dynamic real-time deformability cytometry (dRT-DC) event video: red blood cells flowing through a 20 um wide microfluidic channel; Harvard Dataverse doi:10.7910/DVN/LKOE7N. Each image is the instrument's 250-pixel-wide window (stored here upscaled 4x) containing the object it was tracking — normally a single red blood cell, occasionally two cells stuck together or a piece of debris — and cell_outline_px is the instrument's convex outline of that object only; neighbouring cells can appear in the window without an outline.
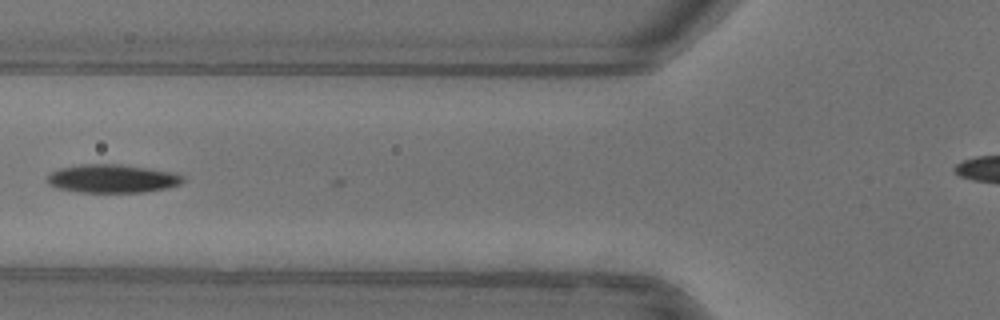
{"species": "common noctule bat (a hibernating species)", "species_latin": "Nyctalus noctula", "temperature_condition": "warm", "stored_images_in_passage": 3, "camera_frame_rate_fps": 3000, "um_per_image_px": 0.085, "animal": {"sex": "female"}, "frame": {"image": 1, "passage_image": 2, "time_ms": 0.333, "image_size_px": [1000, 320], "cell_outline_px": [[184, 180], [180, 184], [168, 188], [144, 192], [80, 192], [56, 188], [48, 184], [44, 180], [52, 172], [60, 168], [80, 164], [120, 164], [176, 172], [184, 176]], "centroid_in_image_um": [9.55, 15.18], "position_along_channel_um": 116.2, "area_um2": 22.66}}